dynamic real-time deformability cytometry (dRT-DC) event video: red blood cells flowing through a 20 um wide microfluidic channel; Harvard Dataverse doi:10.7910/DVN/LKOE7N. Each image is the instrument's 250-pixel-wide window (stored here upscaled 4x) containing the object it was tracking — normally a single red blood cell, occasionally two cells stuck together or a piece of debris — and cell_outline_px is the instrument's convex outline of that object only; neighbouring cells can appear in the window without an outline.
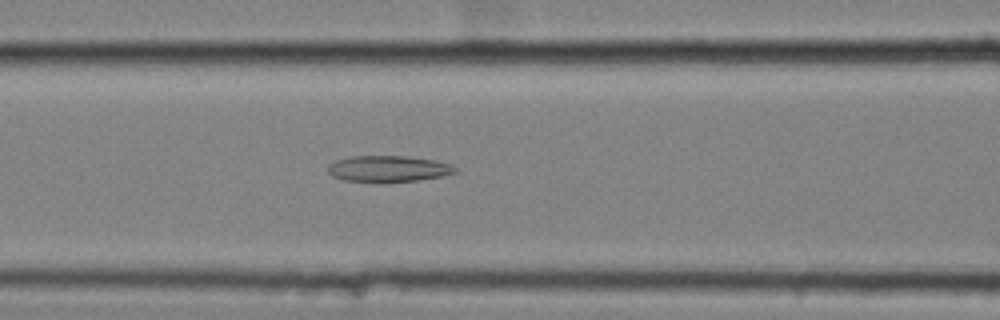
{"species": "common noctule bat (a hibernating species)", "species_latin": "Nyctalus noctula", "temperature_condition": "cold", "stored_images_in_passage": 49, "camera_frame_rate_fps": 3000, "um_per_image_px": 0.085, "animal": {"sex": "female", "body_mass_g": 25.1}, "frame": {"image": 1, "passage_image": 16, "time_ms": 5.0, "image_size_px": [1000, 320], "cell_outline_px": [[456, 172], [444, 176], [416, 180], [344, 180], [332, 176], [328, 172], [328, 164], [336, 160], [352, 156], [404, 156], [432, 160], [452, 164], [456, 168]], "centroid_in_image_um": [33.01, 14.31], "position_along_channel_um": 133.6, "area_um2": 18.79}}
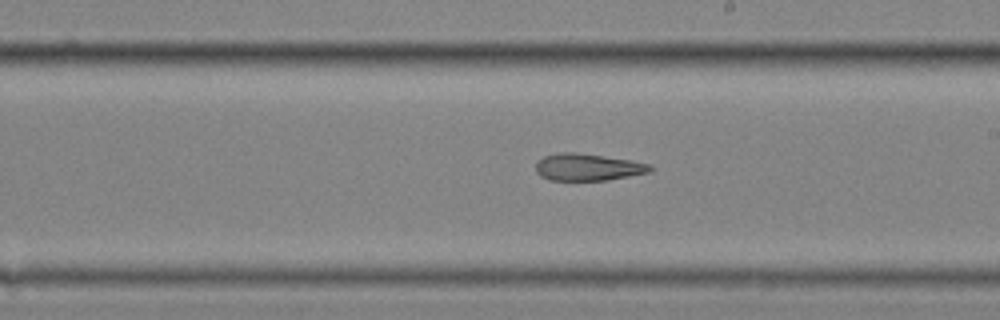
{"frame": {"image": 2, "passage_image": 25, "time_ms": 8.0, "image_size_px": [1000, 320], "cell_outline_px": [[656, 168], [652, 172], [608, 180], [548, 180], [540, 176], [536, 172], [536, 160], [544, 156], [560, 152], [576, 152], [632, 160], [648, 164]], "centroid_in_image_um": [49.97, 14.21], "position_along_channel_um": 239.0, "area_um2": 18.26}}
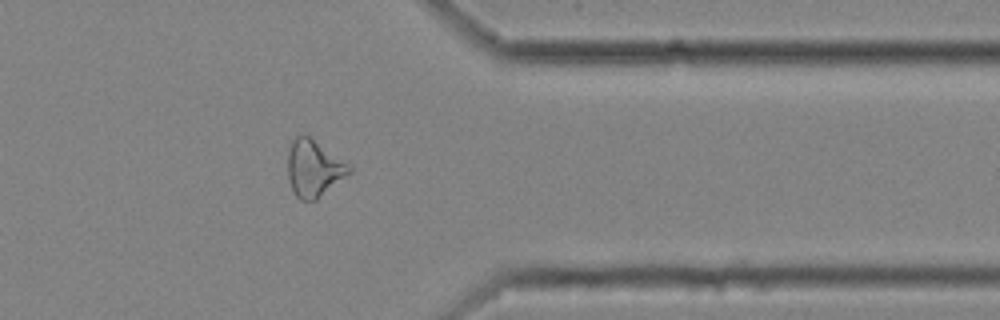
{"frame": {"image": 3, "passage_image": 38, "time_ms": 12.333, "image_size_px": [1000, 320], "cell_outline_px": [[352, 172], [316, 200], [300, 200], [296, 196], [292, 188], [288, 176], [288, 152], [292, 140], [296, 136], [308, 136], [348, 164], [352, 168]], "centroid_in_image_um": [26.67, 14.34], "position_along_channel_um": 384.7, "area_um2": 19.88}, "authors_computed_cell_mechanics": {"area_um2": 19.8832, "velocity_mm_per_s": 3.5228, "shape_relaxation_time_tau1_ms": null, "shape_relaxation_time_tau2_ms": 5.4753, "deformation_change_tau1": null, "deformation_change_tau2": 0.166}}